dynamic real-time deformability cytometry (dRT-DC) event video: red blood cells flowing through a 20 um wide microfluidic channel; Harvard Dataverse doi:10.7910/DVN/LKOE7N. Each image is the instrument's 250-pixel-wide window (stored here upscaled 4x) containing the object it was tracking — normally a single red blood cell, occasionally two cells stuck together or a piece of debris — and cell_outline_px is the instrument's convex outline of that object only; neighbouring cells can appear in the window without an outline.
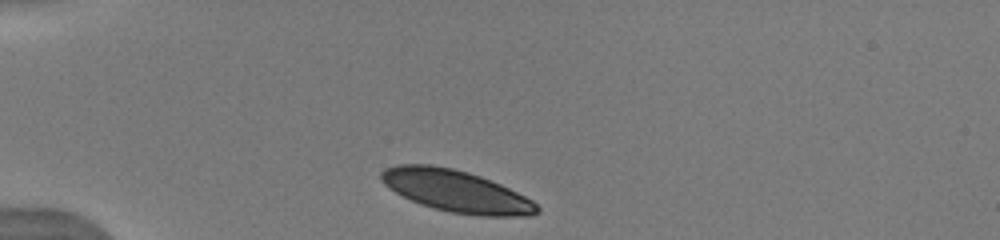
{"species": "human", "species_latin": "Homo sapiens", "temperature_condition": "warm", "stored_images_in_passage": 3, "camera_frame_rate_fps": 3000, "um_per_image_px": 0.085, "donor": {"sex": "male"}, "frame": {"image": 1, "passage_image": 1, "time_ms": 0.0, "image_size_px": [1000, 240], "cell_outline_px": [[540, 212], [532, 216], [476, 216], [448, 212], [420, 204], [396, 192], [384, 184], [380, 180], [380, 172], [384, 168], [400, 164], [432, 164], [452, 168], [468, 172], [480, 176], [500, 184], [532, 200], [540, 208]], "centroid_in_image_um": [38.77, 16.25], "position_along_channel_um": 46.2, "area_um2": 38.09}}
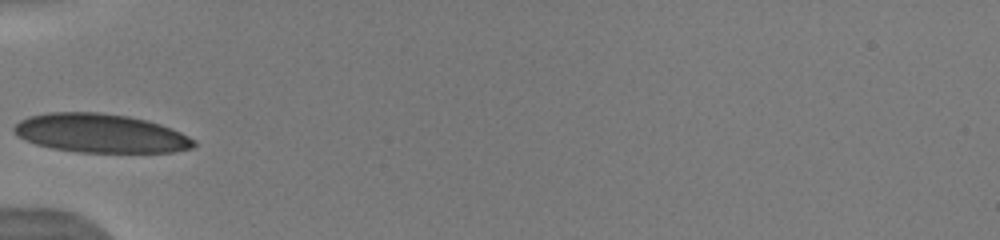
{"frame": {"image": 2, "passage_image": 3, "time_ms": 1.667, "image_size_px": [1000, 240], "cell_outline_px": [[196, 144], [192, 148], [172, 152], [76, 152], [52, 148], [36, 144], [24, 140], [16, 136], [12, 132], [12, 128], [20, 120], [28, 116], [48, 112], [100, 112], [128, 116], [148, 120], [172, 128], [196, 140]], "centroid_in_image_um": [8.51, 11.32], "position_along_channel_um": 76.5, "area_um2": 40.98}}